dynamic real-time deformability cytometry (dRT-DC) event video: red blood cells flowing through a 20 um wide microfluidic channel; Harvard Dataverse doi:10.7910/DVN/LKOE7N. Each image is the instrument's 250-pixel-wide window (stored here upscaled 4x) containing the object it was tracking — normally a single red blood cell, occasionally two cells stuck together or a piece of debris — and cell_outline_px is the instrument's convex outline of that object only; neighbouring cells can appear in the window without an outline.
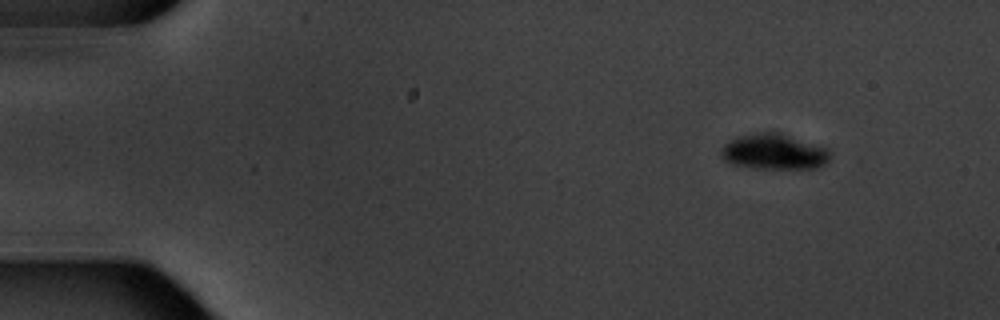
{"species": "common noctule bat (a hibernating species)", "species_latin": "Nyctalus noctula", "temperature_condition": "warm", "stored_images_in_passage": 4, "camera_frame_rate_fps": 3000, "um_per_image_px": 0.085, "animal": {"sex": "male", "body_mass_g": 20.1, "forearm_length_mm": 53.5}, "frame": {"image": 1, "passage_image": 1, "time_ms": 0.0, "image_size_px": [1000, 320], "cell_outline_px": [[832, 156], [828, 164], [820, 168], [752, 168], [732, 164], [724, 160], [720, 156], [720, 148], [728, 140], [736, 136], [756, 132], [780, 132], [828, 148], [832, 152]], "centroid_in_image_um": [65.81, 12.89], "position_along_channel_um": 19.2, "area_um2": 23.24}}
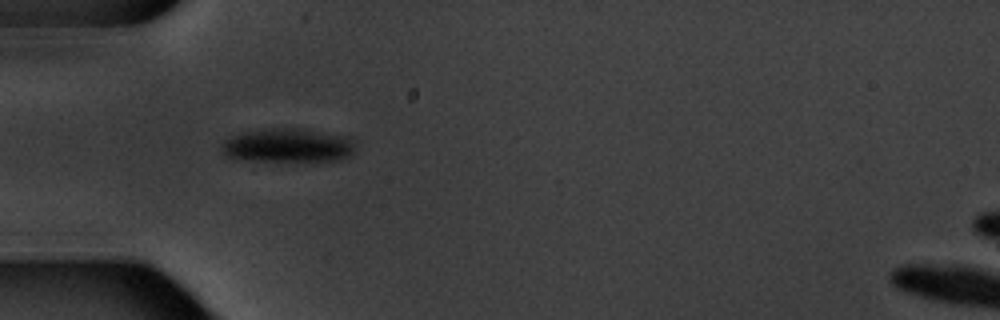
{"frame": {"image": 2, "passage_image": 3, "time_ms": 4.0, "image_size_px": [1000, 320], "cell_outline_px": [[356, 144], [352, 156], [340, 160], [252, 160], [228, 156], [220, 148], [220, 144], [224, 140], [240, 132], [272, 128], [300, 128], [348, 136]], "centroid_in_image_um": [24.51, 12.34], "position_along_channel_um": 60.5, "area_um2": 26.3}}